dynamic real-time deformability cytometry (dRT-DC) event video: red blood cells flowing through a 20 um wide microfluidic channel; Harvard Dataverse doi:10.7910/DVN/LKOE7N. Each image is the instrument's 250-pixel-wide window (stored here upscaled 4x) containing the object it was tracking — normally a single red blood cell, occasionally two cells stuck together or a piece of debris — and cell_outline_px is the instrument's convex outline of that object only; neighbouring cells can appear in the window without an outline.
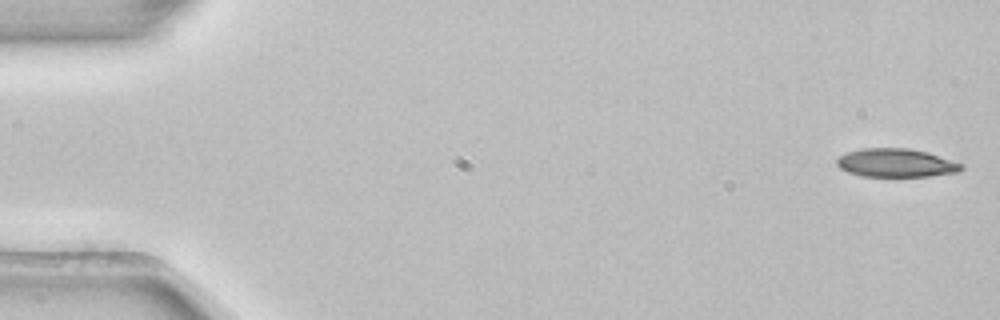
{"species": "common noctule bat (a hibernating species)", "species_latin": "Nyctalus noctula", "temperature_condition": "room temperature", "stored_images_in_passage": 5, "camera_frame_rate_fps": 3000, "um_per_image_px": 0.085, "animal": {"sex": "female", "body_mass_g": 22.7, "forearm_length_mm": 54.2}, "frame": {"image": 1, "passage_image": 1, "time_ms": 0.0, "image_size_px": [1000, 320], "cell_outline_px": [[964, 168], [960, 172], [928, 176], [860, 176], [848, 172], [840, 168], [836, 164], [836, 160], [840, 156], [848, 152], [864, 148], [908, 148], [928, 152], [964, 164]], "centroid_in_image_um": [76.19, 13.85], "position_along_channel_um": 8.8, "area_um2": 20.69}}
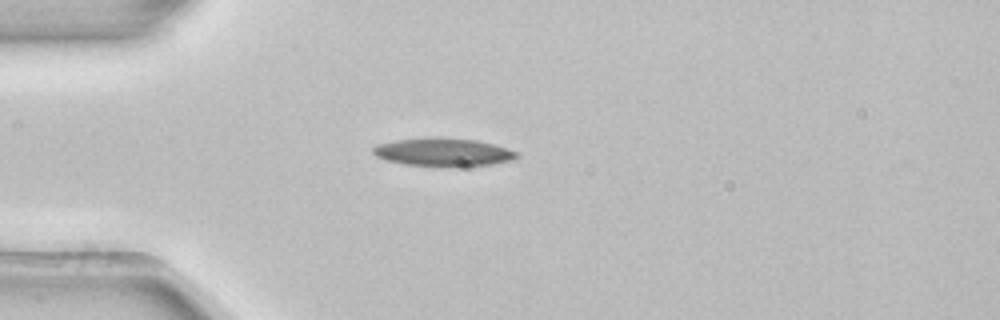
{"frame": {"image": 2, "passage_image": 4, "time_ms": 1.0, "image_size_px": [1000, 320], "cell_outline_px": [[520, 156], [512, 160], [488, 164], [452, 168], [408, 164], [388, 160], [376, 156], [372, 152], [372, 148], [376, 144], [396, 140], [428, 136], [436, 136], [476, 140], [492, 144], [516, 152]], "centroid_in_image_um": [37.64, 12.93], "position_along_channel_um": 47.4, "area_um2": 23.81}}